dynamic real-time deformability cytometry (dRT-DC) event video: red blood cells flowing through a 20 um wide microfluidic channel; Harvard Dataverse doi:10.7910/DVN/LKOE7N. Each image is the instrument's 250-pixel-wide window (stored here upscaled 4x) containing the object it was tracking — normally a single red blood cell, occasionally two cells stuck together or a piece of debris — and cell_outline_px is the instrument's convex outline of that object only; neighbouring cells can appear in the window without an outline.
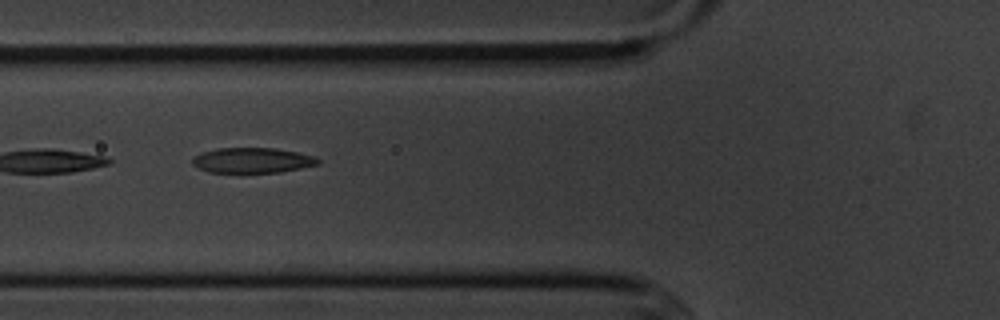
{"species": "common noctule bat (a hibernating species)", "species_latin": "Nyctalus noctula", "temperature_condition": "cold", "stored_images_in_passage": 9, "camera_frame_rate_fps": 3000, "um_per_image_px": 0.085, "animal": {"sex": "male", "body_mass_g": 20.1, "forearm_length_mm": 53.5}, "frame": {"image": 1, "passage_image": 4, "time_ms": 3.667, "image_size_px": [1000, 320], "cell_outline_px": [[320, 164], [280, 172], [240, 176], [208, 172], [192, 164], [192, 156], [200, 152], [216, 148], [272, 148], [296, 152], [316, 156], [320, 160]], "centroid_in_image_um": [21.39, 13.68], "position_along_channel_um": 104.4, "area_um2": 19.54}}
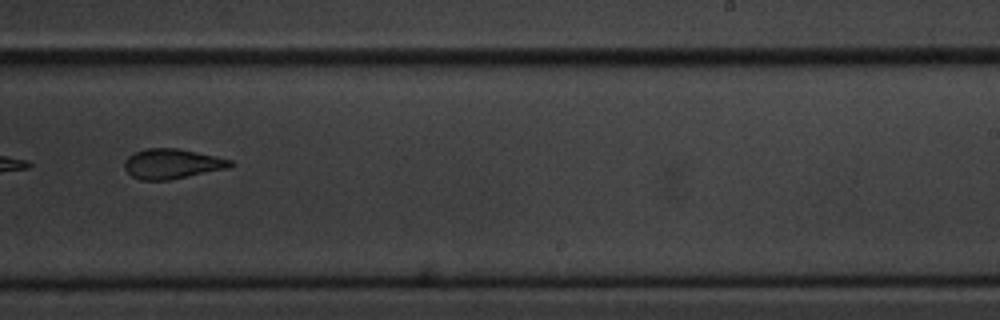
{"frame": {"image": 2, "passage_image": 8, "time_ms": 8.333, "image_size_px": [1000, 320], "cell_outline_px": [[236, 164], [232, 168], [168, 180], [140, 180], [132, 176], [124, 168], [124, 160], [132, 152], [148, 148], [176, 148], [216, 156], [232, 160]], "centroid_in_image_um": [14.65, 13.92], "position_along_channel_um": 274.3, "area_um2": 18.73}}
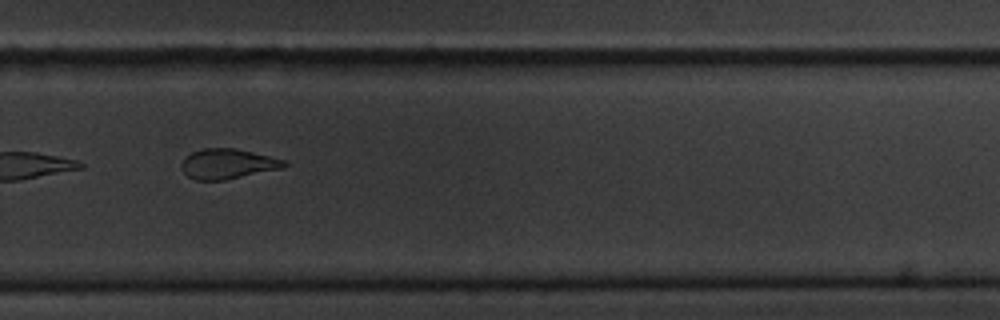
{"frame": {"image": 3, "passage_image": 9, "time_ms": 9.333, "image_size_px": [1000, 320], "cell_outline_px": [[288, 164], [284, 168], [224, 180], [196, 180], [188, 176], [184, 172], [180, 164], [184, 156], [192, 152], [204, 148], [236, 148], [284, 160]], "centroid_in_image_um": [19.33, 13.93], "position_along_channel_um": 310.5, "area_um2": 17.98}}